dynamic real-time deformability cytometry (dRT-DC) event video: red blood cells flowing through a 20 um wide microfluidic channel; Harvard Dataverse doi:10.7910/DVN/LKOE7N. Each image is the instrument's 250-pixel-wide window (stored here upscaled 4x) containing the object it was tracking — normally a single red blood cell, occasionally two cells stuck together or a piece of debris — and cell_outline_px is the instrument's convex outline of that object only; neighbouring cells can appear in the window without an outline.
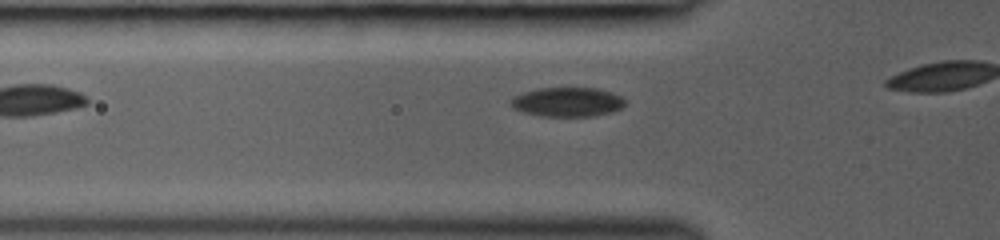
{"species": "common noctule bat (a hibernating species)", "species_latin": "Nyctalus noctula", "temperature_condition": "room temperature", "stored_images_in_passage": 12, "camera_frame_rate_fps": 3000, "um_per_image_px": 0.085, "animal": {"sex": "female", "body_mass_g": 19.0, "forearm_length_mm": 53.3}, "frame": {"image": 1, "passage_image": 3, "time_ms": 0.667, "image_size_px": [1000, 240], "cell_outline_px": [[624, 104], [620, 108], [612, 112], [592, 116], [540, 116], [524, 112], [512, 108], [508, 100], [512, 96], [536, 88], [596, 88], [612, 92], [620, 96], [624, 100]], "centroid_in_image_um": [48.17, 8.66], "position_along_channel_um": 77.6, "area_um2": 19.59}}
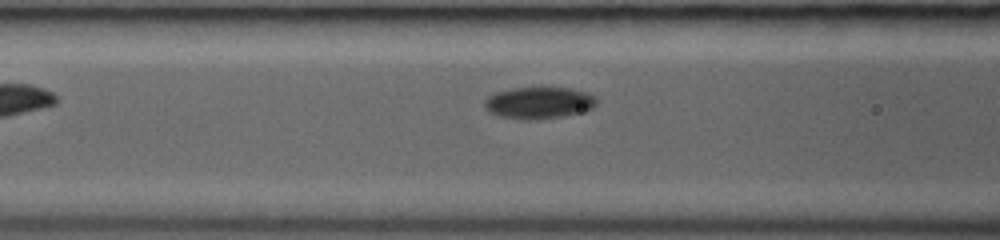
{"frame": {"image": 2, "passage_image": 8, "time_ms": 1.667, "image_size_px": [1000, 240], "cell_outline_px": [[596, 104], [592, 108], [560, 116], [536, 120], [524, 120], [500, 116], [488, 112], [484, 108], [484, 100], [488, 96], [496, 92], [512, 88], [568, 88], [588, 92], [596, 96]], "centroid_in_image_um": [45.75, 8.73], "position_along_channel_um": 120.8, "area_um2": 20.63}}